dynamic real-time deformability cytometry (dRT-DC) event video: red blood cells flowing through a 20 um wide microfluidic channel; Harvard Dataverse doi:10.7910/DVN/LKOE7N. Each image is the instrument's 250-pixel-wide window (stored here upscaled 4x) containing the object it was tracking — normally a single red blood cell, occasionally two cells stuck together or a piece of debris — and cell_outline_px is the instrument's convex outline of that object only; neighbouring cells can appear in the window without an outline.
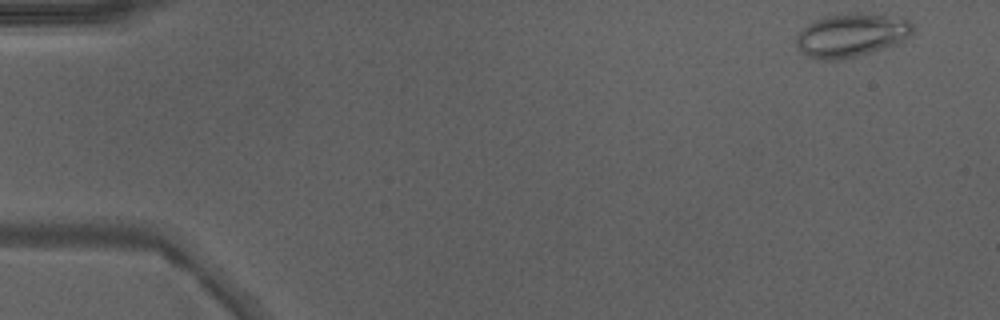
{"species": "Egyptian fruit bat (a non-hibernating species)", "species_latin": "Rousettus aegyptiacus", "temperature_condition": "warm", "stored_images_in_passage": 10, "camera_frame_rate_fps": 3000, "um_per_image_px": 0.085, "animal": {"sex": "male"}, "frame": {"image": 1, "passage_image": 1, "time_ms": 0.0, "image_size_px": [1000, 320], "cell_outline_px": [[912, 32], [908, 36], [896, 44], [856, 56], [836, 60], [824, 60], [808, 56], [800, 52], [796, 48], [796, 36], [808, 24], [824, 16], [856, 12], [872, 12], [908, 20], [912, 24]], "centroid_in_image_um": [72.33, 2.97], "position_along_channel_um": 12.7, "area_um2": 29.42}}